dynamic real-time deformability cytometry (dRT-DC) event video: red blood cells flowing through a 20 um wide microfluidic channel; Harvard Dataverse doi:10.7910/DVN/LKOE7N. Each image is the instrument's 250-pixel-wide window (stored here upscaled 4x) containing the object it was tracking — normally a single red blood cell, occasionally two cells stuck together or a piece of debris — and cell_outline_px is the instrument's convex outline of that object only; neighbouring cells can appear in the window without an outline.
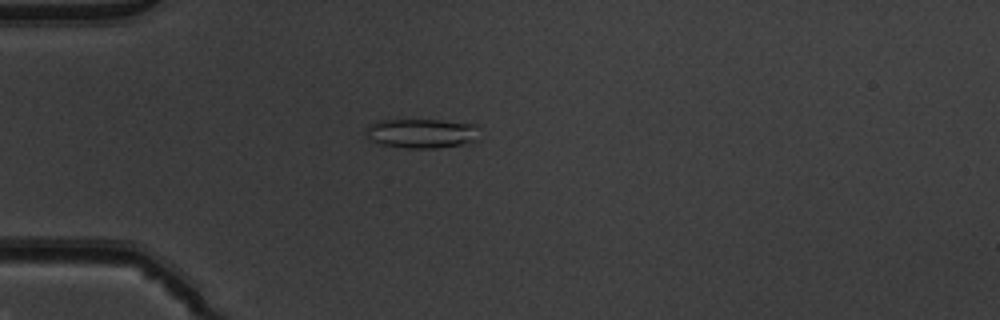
{"species": "common noctule bat (a hibernating species)", "species_latin": "Nyctalus noctula", "temperature_condition": "warm", "stored_images_in_passage": 42, "camera_frame_rate_fps": 3000, "um_per_image_px": 0.085, "animal": {"sex": "male", "body_mass_g": 19.5, "forearm_length_mm": 54.6}, "frame": {"image": 1, "passage_image": 5, "time_ms": 1.333, "image_size_px": [1000, 320], "cell_outline_px": [[476, 140], [460, 144], [436, 148], [404, 148], [384, 144], [372, 140], [368, 136], [364, 128], [368, 124], [376, 120], [440, 120], [476, 124]], "centroid_in_image_um": [35.78, 11.32], "position_along_channel_um": 49.2, "area_um2": 19.25}}
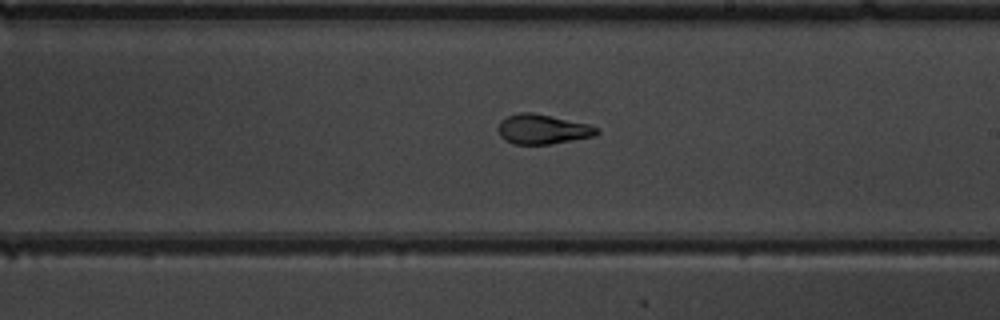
{"frame": {"image": 2, "passage_image": 21, "time_ms": 6.667, "image_size_px": [1000, 320], "cell_outline_px": [[600, 132], [596, 136], [552, 144], [512, 144], [504, 140], [500, 136], [496, 128], [500, 120], [508, 116], [520, 112], [532, 112], [588, 124], [600, 128]], "centroid_in_image_um": [46.11, 10.99], "position_along_channel_um": 242.9, "area_um2": 17.34}}
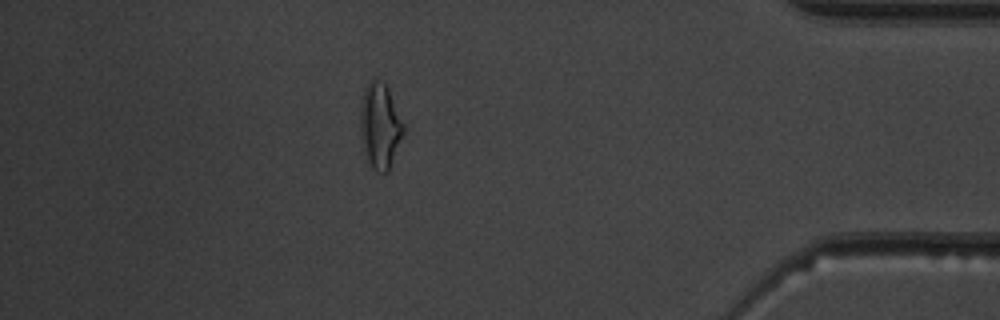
{"frame": {"image": 3, "passage_image": 36, "time_ms": 11.667, "image_size_px": [1000, 320], "cell_outline_px": [[404, 132], [388, 172], [380, 172], [372, 168], [368, 160], [360, 136], [360, 112], [364, 88], [372, 76], [376, 76], [388, 88], [404, 124]], "centroid_in_image_um": [32.29, 10.64], "position_along_channel_um": 402.9, "area_um2": 21.44}, "authors_computed_cell_mechanics": {"area_um2": 17.2244, "velocity_mm_per_s": 3.9506, "shape_relaxation_time_tau1_ms": 6.0192, "shape_relaxation_time_tau2_ms": 0.9464, "deformation_change_tau1": 0.1863, "deformation_change_tau2": 0.0724}}